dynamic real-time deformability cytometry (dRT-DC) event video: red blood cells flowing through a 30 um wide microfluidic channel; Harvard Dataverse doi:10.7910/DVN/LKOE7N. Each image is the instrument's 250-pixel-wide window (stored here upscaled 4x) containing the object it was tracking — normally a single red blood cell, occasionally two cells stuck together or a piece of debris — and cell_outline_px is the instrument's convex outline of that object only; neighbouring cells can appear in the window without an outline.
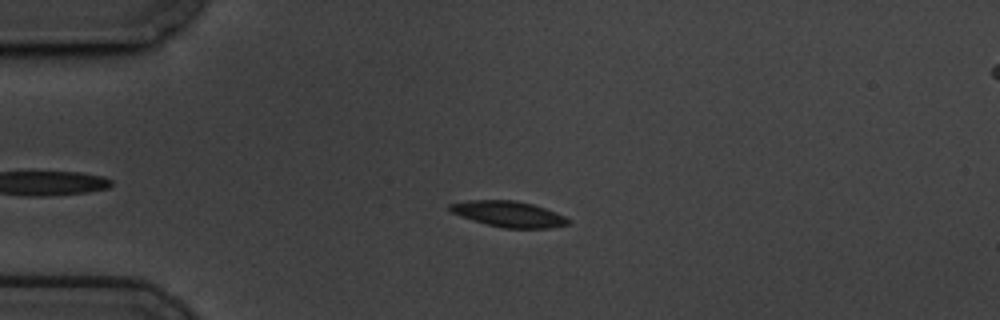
{"species": "common noctule bat (a hibernating species)", "species_latin": "Nyctalus noctula", "temperature_condition": "cold", "stored_images_in_passage": 56, "camera_frame_rate_fps": 3000, "um_per_image_px": 0.085, "animal": {"sex": "male", "body_mass_g": 19.5, "forearm_length_mm": 54.6}, "frame": {"image": 1, "passage_image": 11, "time_ms": 3.333, "image_size_px": [1000, 320], "cell_outline_px": [[572, 220], [568, 224], [548, 228], [504, 228], [472, 220], [460, 216], [452, 212], [448, 208], [448, 204], [468, 200], [516, 200], [532, 204], [556, 212]], "centroid_in_image_um": [43.23, 18.18], "position_along_channel_um": 41.8, "area_um2": 17.74}}
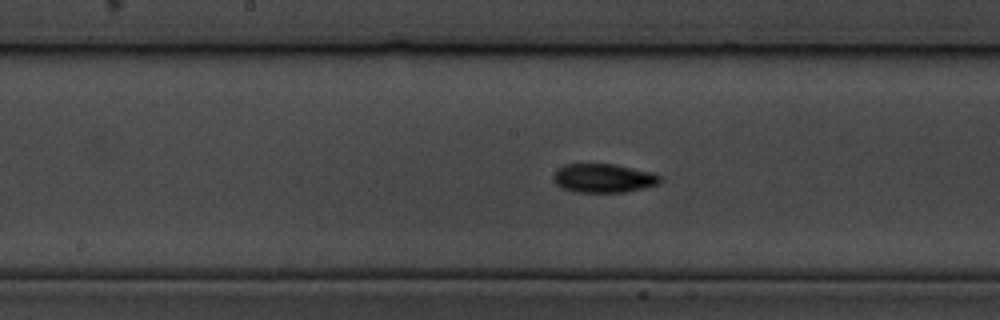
{"frame": {"image": 2, "passage_image": 27, "time_ms": 8.667, "image_size_px": [1000, 320], "cell_outline_px": [[664, 180], [660, 184], [624, 192], [576, 192], [560, 188], [552, 180], [552, 176], [556, 168], [564, 164], [616, 164], [652, 172], [664, 176]], "centroid_in_image_um": [51.3, 15.14], "position_along_channel_um": 196.9, "area_um2": 18.38}}
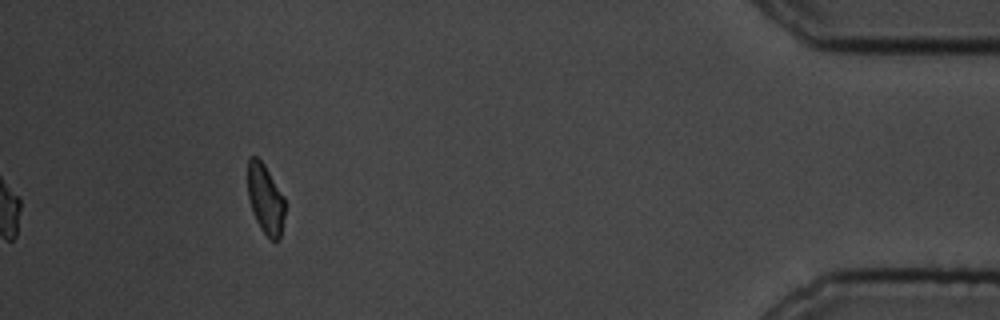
{"frame": {"image": 3, "passage_image": 51, "time_ms": 16.667, "image_size_px": [1000, 320], "cell_outline_px": [[284, 216], [280, 240], [276, 244], [260, 228], [252, 212], [248, 196], [248, 156], [256, 156], [264, 164], [284, 196]], "centroid_in_image_um": [22.56, 16.94], "position_along_channel_um": 412.6, "area_um2": 15.2}, "authors_computed_cell_mechanics": {"area_um2": 17.2533, "velocity_mm_per_s": 3.41, "shape_relaxation_time_tau1_ms": 2.677, "shape_relaxation_time_tau2_ms": 1.7486, "deformation_change_tau1": 0.097, "deformation_change_tau2": 0.0559}}